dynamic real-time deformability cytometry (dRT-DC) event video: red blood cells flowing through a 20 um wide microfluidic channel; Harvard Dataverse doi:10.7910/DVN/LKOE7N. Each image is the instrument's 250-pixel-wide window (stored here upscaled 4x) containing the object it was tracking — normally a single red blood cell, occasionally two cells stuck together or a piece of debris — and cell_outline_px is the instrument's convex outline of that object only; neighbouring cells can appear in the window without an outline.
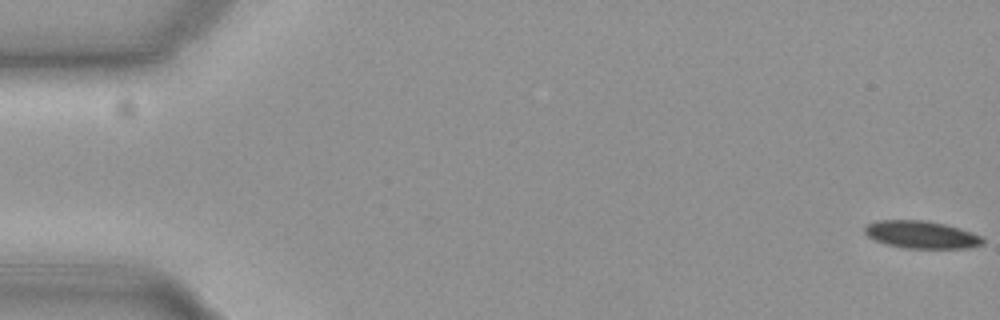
{"species": "common noctule bat (a hibernating species)", "species_latin": "Nyctalus noctula", "temperature_condition": "cold", "stored_images_in_passage": 57, "camera_frame_rate_fps": 3000, "um_per_image_px": 0.085, "animal": {"sex": "female", "body_mass_g": 19.3, "forearm_length_mm": 54.1}, "frame": {"image": 1, "passage_image": 1, "time_ms": 0.0, "image_size_px": [1000, 320], "cell_outline_px": [[984, 244], [968, 248], [908, 248], [888, 244], [876, 240], [868, 236], [864, 232], [864, 228], [868, 224], [880, 220], [924, 220], [944, 224], [980, 236], [984, 240]], "centroid_in_image_um": [78.3, 19.94], "position_along_channel_um": 6.7, "area_um2": 18.5}}
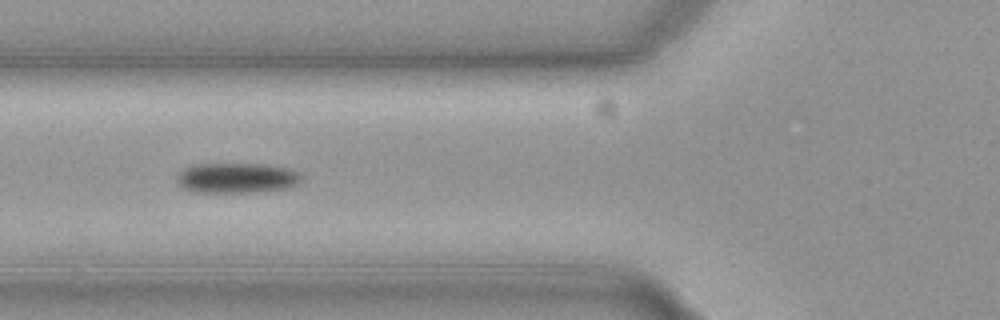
{"frame": {"image": 2, "passage_image": 22, "time_ms": 7.0, "image_size_px": [1000, 320], "cell_outline_px": [[300, 180], [296, 184], [284, 188], [252, 192], [196, 192], [184, 188], [176, 180], [176, 176], [184, 168], [192, 164], [264, 164], [288, 168], [296, 172], [300, 176]], "centroid_in_image_um": [20.06, 15.11], "position_along_channel_um": 105.7, "area_um2": 21.62}}
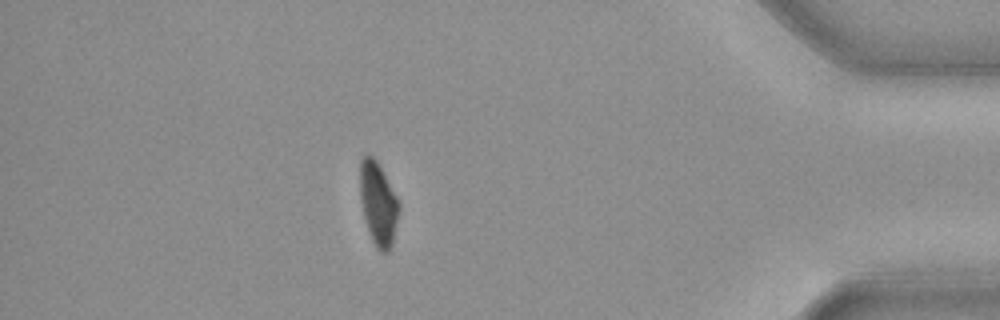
{"frame": {"image": 3, "passage_image": 50, "time_ms": 16.333, "image_size_px": [1000, 320], "cell_outline_px": [[400, 208], [392, 244], [388, 252], [380, 252], [376, 248], [372, 240], [364, 216], [360, 196], [360, 160], [364, 156], [372, 156], [376, 160], [396, 196], [400, 204]], "centroid_in_image_um": [32.15, 17.34], "position_along_channel_um": 403.0, "area_um2": 18.55}, "authors_computed_cell_mechanics": {"area_um2": 20.1144, "velocity_mm_per_s": 3.6899, "shape_relaxation_time_tau1_ms": 3.83, "shape_relaxation_time_tau2_ms": null, "deformation_change_tau1": 0.0991, "deformation_change_tau2": null}}